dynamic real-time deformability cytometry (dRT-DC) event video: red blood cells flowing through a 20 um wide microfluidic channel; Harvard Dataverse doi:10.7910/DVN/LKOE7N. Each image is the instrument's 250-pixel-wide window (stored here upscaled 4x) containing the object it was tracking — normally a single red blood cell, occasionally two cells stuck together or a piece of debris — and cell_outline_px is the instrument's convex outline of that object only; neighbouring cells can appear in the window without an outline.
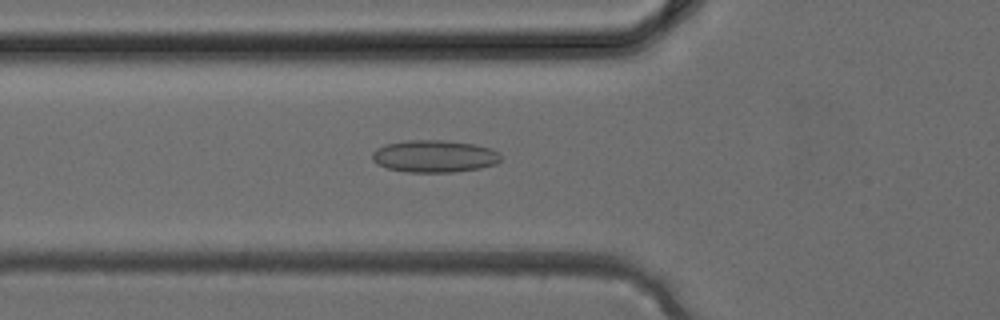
{"species": "common noctule bat (a hibernating species)", "species_latin": "Nyctalus noctula", "temperature_condition": "cold", "stored_images_in_passage": 26, "camera_frame_rate_fps": 3000, "um_per_image_px": 0.085, "animal": {"sex": "female", "body_mass_g": 24.6, "forearm_length_mm": 56.2}, "frame": {"image": 1, "passage_image": 2, "time_ms": 0.333, "image_size_px": [1000, 320], "cell_outline_px": [[500, 160], [496, 164], [480, 168], [456, 172], [408, 172], [388, 168], [376, 164], [372, 160], [372, 152], [376, 148], [384, 144], [408, 140], [440, 140], [472, 144], [492, 148], [500, 156]], "centroid_in_image_um": [36.88, 13.28], "position_along_channel_um": 88.9, "area_um2": 24.16}}
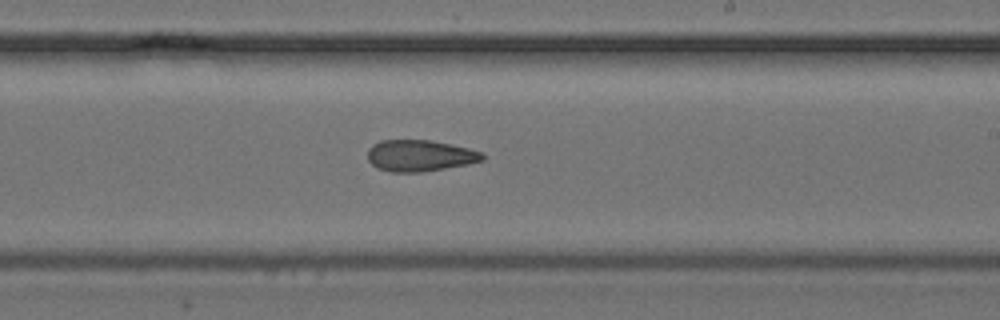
{"frame": {"image": 2, "passage_image": 11, "time_ms": 3.333, "image_size_px": [1000, 320], "cell_outline_px": [[484, 160], [468, 164], [420, 172], [392, 172], [376, 168], [368, 160], [368, 148], [372, 144], [380, 140], [432, 140], [452, 144], [484, 152]], "centroid_in_image_um": [35.68, 13.22], "position_along_channel_um": 253.3, "area_um2": 21.15}}
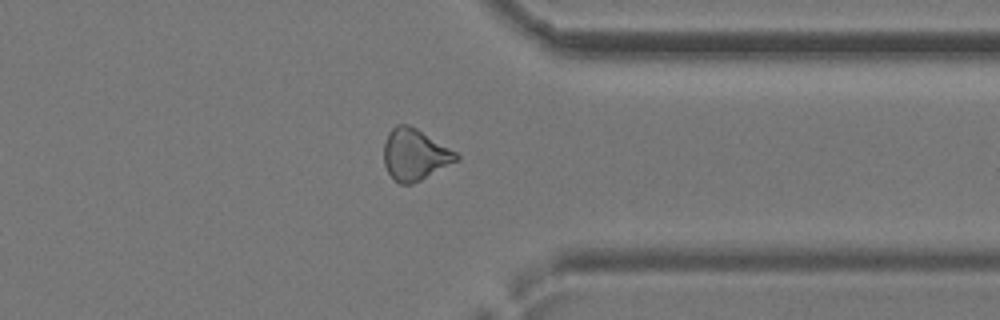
{"frame": {"image": 3, "passage_image": 18, "time_ms": 5.667, "image_size_px": [1000, 320], "cell_outline_px": [[460, 160], [412, 184], [400, 184], [388, 172], [384, 164], [384, 144], [388, 132], [396, 124], [408, 124], [416, 128], [456, 152], [460, 156]], "centroid_in_image_um": [35.26, 13.13], "position_along_channel_um": 376.1, "area_um2": 21.56}}